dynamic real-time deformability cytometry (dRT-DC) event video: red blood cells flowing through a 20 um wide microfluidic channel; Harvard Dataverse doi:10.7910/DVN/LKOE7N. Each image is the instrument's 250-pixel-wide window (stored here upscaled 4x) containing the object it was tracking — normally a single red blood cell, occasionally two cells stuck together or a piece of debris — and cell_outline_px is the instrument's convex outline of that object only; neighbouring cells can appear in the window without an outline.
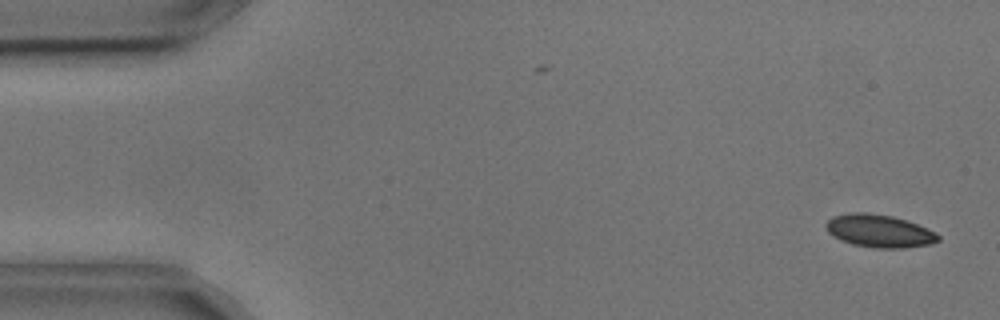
{"species": "common noctule bat (a hibernating species)", "species_latin": "Nyctalus noctula", "temperature_condition": "cold", "stored_images_in_passage": 54, "camera_frame_rate_fps": 3000, "um_per_image_px": 0.085, "animal": {"sex": "male", "body_mass_g": 17.9, "forearm_length_mm": 54.2}, "frame": {"image": 1, "passage_image": 2, "time_ms": 0.333, "image_size_px": [1000, 320], "cell_outline_px": [[940, 240], [932, 244], [904, 248], [872, 248], [852, 244], [840, 240], [828, 232], [824, 224], [832, 216], [848, 212], [864, 212], [892, 216], [908, 220], [928, 228], [936, 232], [940, 236]], "centroid_in_image_um": [74.75, 19.63], "position_along_channel_um": 10.2, "area_um2": 21.79}}
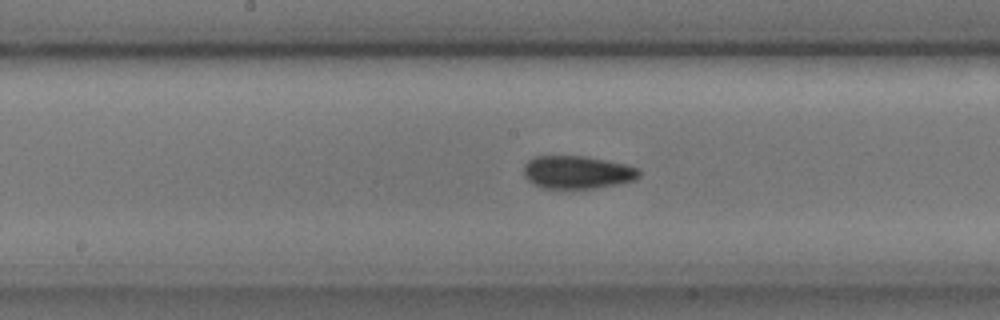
{"frame": {"image": 2, "passage_image": 27, "time_ms": 8.667, "image_size_px": [1000, 320], "cell_outline_px": [[640, 176], [636, 180], [620, 184], [596, 188], [544, 188], [532, 184], [524, 176], [524, 164], [528, 160], [536, 156], [584, 156], [624, 164], [640, 168]], "centroid_in_image_um": [49.08, 14.65], "position_along_channel_um": 199.1, "area_um2": 22.25}}
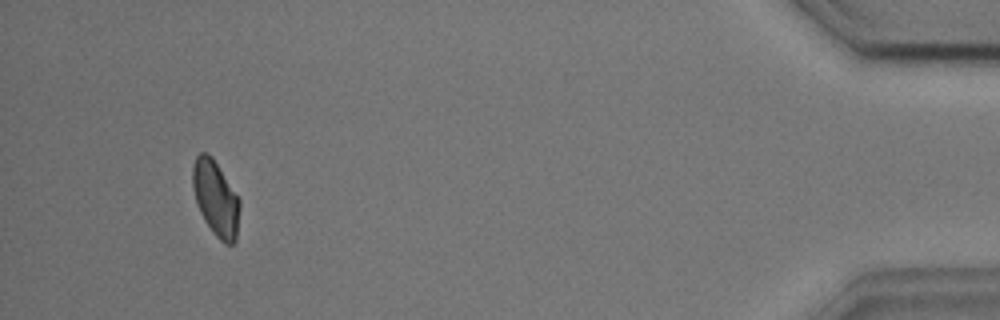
{"frame": {"image": 3, "passage_image": 51, "time_ms": 16.667, "image_size_px": [1000, 320], "cell_outline_px": [[240, 208], [236, 240], [232, 244], [224, 244], [212, 232], [204, 220], [196, 204], [192, 188], [192, 168], [196, 156], [200, 152], [208, 152], [212, 156], [240, 200]], "centroid_in_image_um": [18.32, 16.86], "position_along_channel_um": 416.9, "area_um2": 20.81}, "authors_computed_cell_mechanics": {"area_um2": 21.5305, "velocity_mm_per_s": 3.6248, "shape_relaxation_time_tau1_ms": 11.3398, "shape_relaxation_time_tau2_ms": 2.8423, "deformation_change_tau1": 0.1207, "deformation_change_tau2": 0.0688}}